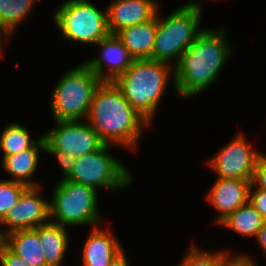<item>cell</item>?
<instances>
[{
    "label": "cell",
    "instance_id": "2",
    "mask_svg": "<svg viewBox=\"0 0 266 266\" xmlns=\"http://www.w3.org/2000/svg\"><path fill=\"white\" fill-rule=\"evenodd\" d=\"M86 121L104 144L132 150L136 149L143 127L151 124L111 81H102L95 90Z\"/></svg>",
    "mask_w": 266,
    "mask_h": 266
},
{
    "label": "cell",
    "instance_id": "21",
    "mask_svg": "<svg viewBox=\"0 0 266 266\" xmlns=\"http://www.w3.org/2000/svg\"><path fill=\"white\" fill-rule=\"evenodd\" d=\"M36 0H0V34L6 39L31 13Z\"/></svg>",
    "mask_w": 266,
    "mask_h": 266
},
{
    "label": "cell",
    "instance_id": "26",
    "mask_svg": "<svg viewBox=\"0 0 266 266\" xmlns=\"http://www.w3.org/2000/svg\"><path fill=\"white\" fill-rule=\"evenodd\" d=\"M248 202L262 215L266 221V191L262 189H256L250 185Z\"/></svg>",
    "mask_w": 266,
    "mask_h": 266
},
{
    "label": "cell",
    "instance_id": "19",
    "mask_svg": "<svg viewBox=\"0 0 266 266\" xmlns=\"http://www.w3.org/2000/svg\"><path fill=\"white\" fill-rule=\"evenodd\" d=\"M67 228L48 222L38 226V240L44 251L47 266H63L65 252L69 247Z\"/></svg>",
    "mask_w": 266,
    "mask_h": 266
},
{
    "label": "cell",
    "instance_id": "10",
    "mask_svg": "<svg viewBox=\"0 0 266 266\" xmlns=\"http://www.w3.org/2000/svg\"><path fill=\"white\" fill-rule=\"evenodd\" d=\"M241 133L222 147L208 163L218 178L251 180L259 158L264 154L251 149V144Z\"/></svg>",
    "mask_w": 266,
    "mask_h": 266
},
{
    "label": "cell",
    "instance_id": "16",
    "mask_svg": "<svg viewBox=\"0 0 266 266\" xmlns=\"http://www.w3.org/2000/svg\"><path fill=\"white\" fill-rule=\"evenodd\" d=\"M40 150L45 152V140L43 136L32 148L10 156H3L2 165L4 171L12 177L14 176L7 180L23 183L28 187L41 186L33 179L40 160Z\"/></svg>",
    "mask_w": 266,
    "mask_h": 266
},
{
    "label": "cell",
    "instance_id": "32",
    "mask_svg": "<svg viewBox=\"0 0 266 266\" xmlns=\"http://www.w3.org/2000/svg\"><path fill=\"white\" fill-rule=\"evenodd\" d=\"M5 244V236H4V231L0 230V251L2 246Z\"/></svg>",
    "mask_w": 266,
    "mask_h": 266
},
{
    "label": "cell",
    "instance_id": "13",
    "mask_svg": "<svg viewBox=\"0 0 266 266\" xmlns=\"http://www.w3.org/2000/svg\"><path fill=\"white\" fill-rule=\"evenodd\" d=\"M251 180L217 178L207 193V201L219 212L217 224L249 200Z\"/></svg>",
    "mask_w": 266,
    "mask_h": 266
},
{
    "label": "cell",
    "instance_id": "11",
    "mask_svg": "<svg viewBox=\"0 0 266 266\" xmlns=\"http://www.w3.org/2000/svg\"><path fill=\"white\" fill-rule=\"evenodd\" d=\"M41 186L28 187L18 202L11 208L0 222L7 228L4 236L17 231L34 229L50 222V202L40 196Z\"/></svg>",
    "mask_w": 266,
    "mask_h": 266
},
{
    "label": "cell",
    "instance_id": "33",
    "mask_svg": "<svg viewBox=\"0 0 266 266\" xmlns=\"http://www.w3.org/2000/svg\"><path fill=\"white\" fill-rule=\"evenodd\" d=\"M2 37H3V36L0 34V55H1V56L3 55V54H2V51H3V50H2V49H3V46H2V45H3V44H2V42H3V41H2Z\"/></svg>",
    "mask_w": 266,
    "mask_h": 266
},
{
    "label": "cell",
    "instance_id": "1",
    "mask_svg": "<svg viewBox=\"0 0 266 266\" xmlns=\"http://www.w3.org/2000/svg\"><path fill=\"white\" fill-rule=\"evenodd\" d=\"M232 51L224 27L203 29L174 66L176 95L189 99L207 90L217 81Z\"/></svg>",
    "mask_w": 266,
    "mask_h": 266
},
{
    "label": "cell",
    "instance_id": "6",
    "mask_svg": "<svg viewBox=\"0 0 266 266\" xmlns=\"http://www.w3.org/2000/svg\"><path fill=\"white\" fill-rule=\"evenodd\" d=\"M97 190L80 183L61 179L50 200V220L63 227L101 224Z\"/></svg>",
    "mask_w": 266,
    "mask_h": 266
},
{
    "label": "cell",
    "instance_id": "25",
    "mask_svg": "<svg viewBox=\"0 0 266 266\" xmlns=\"http://www.w3.org/2000/svg\"><path fill=\"white\" fill-rule=\"evenodd\" d=\"M45 152L57 158L60 170L64 175L61 179H65L71 173L76 157L69 155L65 150H45Z\"/></svg>",
    "mask_w": 266,
    "mask_h": 266
},
{
    "label": "cell",
    "instance_id": "29",
    "mask_svg": "<svg viewBox=\"0 0 266 266\" xmlns=\"http://www.w3.org/2000/svg\"><path fill=\"white\" fill-rule=\"evenodd\" d=\"M254 260L247 256L246 254L244 255H239L238 256H231L229 255L221 264V266H257L254 264Z\"/></svg>",
    "mask_w": 266,
    "mask_h": 266
},
{
    "label": "cell",
    "instance_id": "22",
    "mask_svg": "<svg viewBox=\"0 0 266 266\" xmlns=\"http://www.w3.org/2000/svg\"><path fill=\"white\" fill-rule=\"evenodd\" d=\"M42 136L37 140L31 139L25 126L17 123L8 124L0 135V149L3 151V156L17 154L32 148Z\"/></svg>",
    "mask_w": 266,
    "mask_h": 266
},
{
    "label": "cell",
    "instance_id": "8",
    "mask_svg": "<svg viewBox=\"0 0 266 266\" xmlns=\"http://www.w3.org/2000/svg\"><path fill=\"white\" fill-rule=\"evenodd\" d=\"M111 145L76 158L68 181L84 184L94 189L105 188L112 191L131 185L132 174L120 160L108 152Z\"/></svg>",
    "mask_w": 266,
    "mask_h": 266
},
{
    "label": "cell",
    "instance_id": "20",
    "mask_svg": "<svg viewBox=\"0 0 266 266\" xmlns=\"http://www.w3.org/2000/svg\"><path fill=\"white\" fill-rule=\"evenodd\" d=\"M265 219L262 215L249 203L236 209L228 215L218 225L227 227L242 236L256 237L259 230L263 227Z\"/></svg>",
    "mask_w": 266,
    "mask_h": 266
},
{
    "label": "cell",
    "instance_id": "24",
    "mask_svg": "<svg viewBox=\"0 0 266 266\" xmlns=\"http://www.w3.org/2000/svg\"><path fill=\"white\" fill-rule=\"evenodd\" d=\"M27 188L23 183L0 179V222Z\"/></svg>",
    "mask_w": 266,
    "mask_h": 266
},
{
    "label": "cell",
    "instance_id": "4",
    "mask_svg": "<svg viewBox=\"0 0 266 266\" xmlns=\"http://www.w3.org/2000/svg\"><path fill=\"white\" fill-rule=\"evenodd\" d=\"M157 12V29L151 59L172 64L174 67L182 53L191 46L198 34L202 7L196 1L177 8L164 19ZM173 62V63H171Z\"/></svg>",
    "mask_w": 266,
    "mask_h": 266
},
{
    "label": "cell",
    "instance_id": "7",
    "mask_svg": "<svg viewBox=\"0 0 266 266\" xmlns=\"http://www.w3.org/2000/svg\"><path fill=\"white\" fill-rule=\"evenodd\" d=\"M53 17L62 38L68 41L95 45L110 35L107 9L102 11L89 0H66Z\"/></svg>",
    "mask_w": 266,
    "mask_h": 266
},
{
    "label": "cell",
    "instance_id": "30",
    "mask_svg": "<svg viewBox=\"0 0 266 266\" xmlns=\"http://www.w3.org/2000/svg\"><path fill=\"white\" fill-rule=\"evenodd\" d=\"M255 238L258 244L260 245L261 249H263V252L266 254V221L263 224V227L257 233Z\"/></svg>",
    "mask_w": 266,
    "mask_h": 266
},
{
    "label": "cell",
    "instance_id": "31",
    "mask_svg": "<svg viewBox=\"0 0 266 266\" xmlns=\"http://www.w3.org/2000/svg\"><path fill=\"white\" fill-rule=\"evenodd\" d=\"M125 252L122 250L109 264V266H130Z\"/></svg>",
    "mask_w": 266,
    "mask_h": 266
},
{
    "label": "cell",
    "instance_id": "15",
    "mask_svg": "<svg viewBox=\"0 0 266 266\" xmlns=\"http://www.w3.org/2000/svg\"><path fill=\"white\" fill-rule=\"evenodd\" d=\"M110 229L92 227L82 250L84 266H109L110 262L123 250Z\"/></svg>",
    "mask_w": 266,
    "mask_h": 266
},
{
    "label": "cell",
    "instance_id": "18",
    "mask_svg": "<svg viewBox=\"0 0 266 266\" xmlns=\"http://www.w3.org/2000/svg\"><path fill=\"white\" fill-rule=\"evenodd\" d=\"M5 245L30 266H47L43 248L38 240V227L7 234Z\"/></svg>",
    "mask_w": 266,
    "mask_h": 266
},
{
    "label": "cell",
    "instance_id": "3",
    "mask_svg": "<svg viewBox=\"0 0 266 266\" xmlns=\"http://www.w3.org/2000/svg\"><path fill=\"white\" fill-rule=\"evenodd\" d=\"M174 67L153 59H134L129 69L113 82L122 95L150 123L165 93Z\"/></svg>",
    "mask_w": 266,
    "mask_h": 266
},
{
    "label": "cell",
    "instance_id": "12",
    "mask_svg": "<svg viewBox=\"0 0 266 266\" xmlns=\"http://www.w3.org/2000/svg\"><path fill=\"white\" fill-rule=\"evenodd\" d=\"M95 45L101 48L100 56L93 57V59L84 63L101 81L113 82L118 76L126 72L134 61V58L116 34H110ZM105 68L108 71L107 69L105 71Z\"/></svg>",
    "mask_w": 266,
    "mask_h": 266
},
{
    "label": "cell",
    "instance_id": "14",
    "mask_svg": "<svg viewBox=\"0 0 266 266\" xmlns=\"http://www.w3.org/2000/svg\"><path fill=\"white\" fill-rule=\"evenodd\" d=\"M107 9L108 29L116 34L121 29L152 20L160 3L156 0H112Z\"/></svg>",
    "mask_w": 266,
    "mask_h": 266
},
{
    "label": "cell",
    "instance_id": "28",
    "mask_svg": "<svg viewBox=\"0 0 266 266\" xmlns=\"http://www.w3.org/2000/svg\"><path fill=\"white\" fill-rule=\"evenodd\" d=\"M0 264L2 266H30L22 258L14 254L5 244L0 251Z\"/></svg>",
    "mask_w": 266,
    "mask_h": 266
},
{
    "label": "cell",
    "instance_id": "5",
    "mask_svg": "<svg viewBox=\"0 0 266 266\" xmlns=\"http://www.w3.org/2000/svg\"><path fill=\"white\" fill-rule=\"evenodd\" d=\"M101 80L85 64L65 72L52 90L51 113L55 121H86Z\"/></svg>",
    "mask_w": 266,
    "mask_h": 266
},
{
    "label": "cell",
    "instance_id": "17",
    "mask_svg": "<svg viewBox=\"0 0 266 266\" xmlns=\"http://www.w3.org/2000/svg\"><path fill=\"white\" fill-rule=\"evenodd\" d=\"M157 29V15L150 21L128 26L116 33L134 59H151Z\"/></svg>",
    "mask_w": 266,
    "mask_h": 266
},
{
    "label": "cell",
    "instance_id": "9",
    "mask_svg": "<svg viewBox=\"0 0 266 266\" xmlns=\"http://www.w3.org/2000/svg\"><path fill=\"white\" fill-rule=\"evenodd\" d=\"M56 126L42 134L45 150H65L80 157L100 149L104 143L87 121H55Z\"/></svg>",
    "mask_w": 266,
    "mask_h": 266
},
{
    "label": "cell",
    "instance_id": "27",
    "mask_svg": "<svg viewBox=\"0 0 266 266\" xmlns=\"http://www.w3.org/2000/svg\"><path fill=\"white\" fill-rule=\"evenodd\" d=\"M251 185L256 189L266 191V154H263L256 164Z\"/></svg>",
    "mask_w": 266,
    "mask_h": 266
},
{
    "label": "cell",
    "instance_id": "23",
    "mask_svg": "<svg viewBox=\"0 0 266 266\" xmlns=\"http://www.w3.org/2000/svg\"><path fill=\"white\" fill-rule=\"evenodd\" d=\"M186 256L178 266H221L222 262L230 255L229 250L211 253L201 250L192 244Z\"/></svg>",
    "mask_w": 266,
    "mask_h": 266
}]
</instances>
